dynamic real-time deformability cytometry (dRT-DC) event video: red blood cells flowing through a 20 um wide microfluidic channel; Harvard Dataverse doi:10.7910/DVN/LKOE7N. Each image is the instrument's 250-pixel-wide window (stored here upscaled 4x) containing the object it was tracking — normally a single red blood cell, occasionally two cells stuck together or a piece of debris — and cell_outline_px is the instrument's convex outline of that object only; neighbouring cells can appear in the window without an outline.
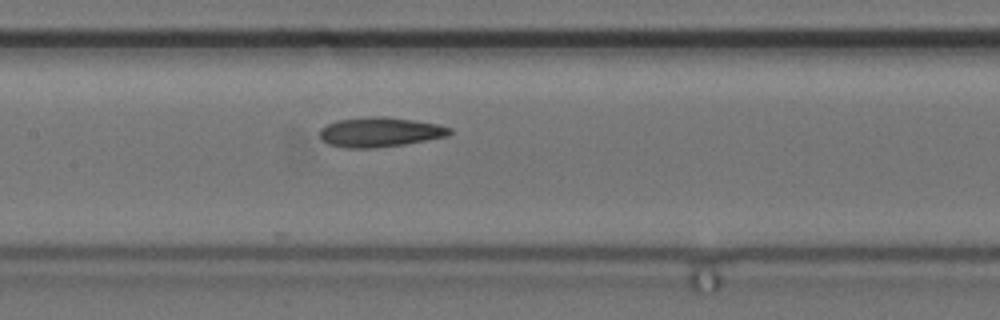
{"species": "common noctule bat (a hibernating species)", "species_latin": "Nyctalus noctula", "temperature_condition": "cold", "stored_images_in_passage": 8, "camera_frame_rate_fps": 3000, "um_per_image_px": 0.085, "animal": {"sex": "female", "body_mass_g": 24.6, "forearm_length_mm": 56.2}, "frame": {"image": 1, "passage_image": 8, "time_ms": 2.333, "image_size_px": [1000, 320], "cell_outline_px": [[452, 132], [448, 136], [404, 144], [376, 148], [344, 148], [328, 144], [320, 136], [320, 128], [336, 120], [368, 116], [388, 116], [436, 124], [452, 128]], "centroid_in_image_um": [32.28, 11.22], "position_along_channel_um": 175.1, "area_um2": 22.54}}